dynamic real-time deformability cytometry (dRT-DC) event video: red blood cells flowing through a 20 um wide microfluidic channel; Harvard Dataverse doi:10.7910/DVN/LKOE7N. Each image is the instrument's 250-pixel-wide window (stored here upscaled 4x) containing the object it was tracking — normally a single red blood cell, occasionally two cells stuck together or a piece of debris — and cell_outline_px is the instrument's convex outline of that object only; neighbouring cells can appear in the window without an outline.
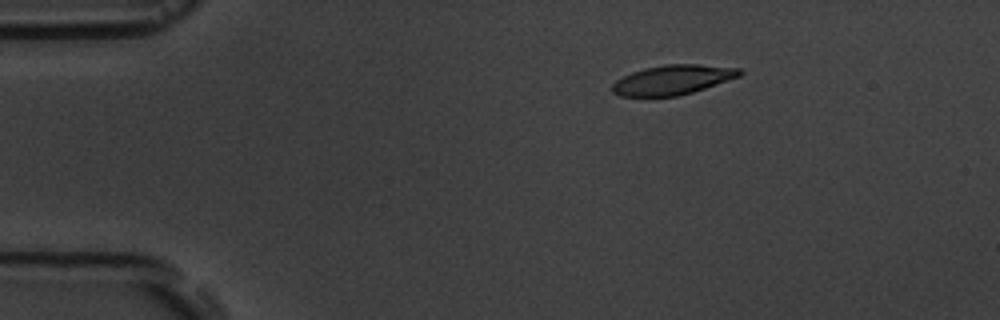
{"species": "common noctule bat (a hibernating species)", "species_latin": "Nyctalus noctula", "temperature_condition": "room temperature", "stored_images_in_passage": 5, "segment_of_instrument_passage": [1, 2], "camera_frame_rate_fps": 3000, "um_per_image_px": 0.085, "animal": {"sex": "male", "body_mass_g": 19.5, "forearm_length_mm": 54.6}, "frame": {"image": 1, "passage_image": 2, "time_ms": 1.0, "image_size_px": [1000, 320], "cell_outline_px": [[744, 72], [740, 76], [692, 92], [676, 96], [620, 96], [612, 92], [612, 84], [616, 80], [632, 72], [644, 68], [664, 64], [696, 64], [740, 68]], "centroid_in_image_um": [57.17, 6.77], "position_along_channel_um": 27.8, "area_um2": 21.85}}